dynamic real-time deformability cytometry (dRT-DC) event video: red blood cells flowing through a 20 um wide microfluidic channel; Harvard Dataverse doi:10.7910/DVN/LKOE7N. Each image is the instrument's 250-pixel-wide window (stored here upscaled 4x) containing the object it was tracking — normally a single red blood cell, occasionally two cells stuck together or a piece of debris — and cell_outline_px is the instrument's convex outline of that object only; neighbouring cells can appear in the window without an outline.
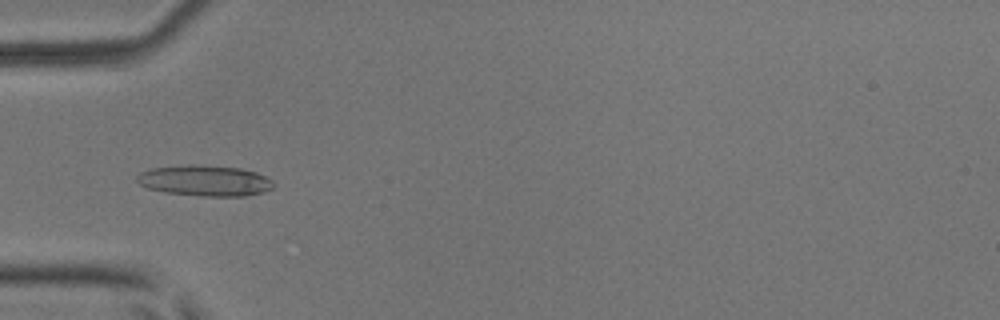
{"species": "common noctule bat (a hibernating species)", "species_latin": "Nyctalus noctula", "temperature_condition": "room temperature", "stored_images_in_passage": 53, "camera_frame_rate_fps": 3000, "um_per_image_px": 0.085, "animal": {"sex": "male", "body_mass_g": 17.9, "forearm_length_mm": 54.2}, "frame": {"image": 1, "passage_image": 18, "time_ms": 5.667, "image_size_px": [1000, 320], "cell_outline_px": [[272, 188], [264, 192], [244, 196], [200, 196], [164, 192], [148, 188], [140, 184], [136, 180], [136, 176], [140, 172], [152, 168], [188, 164], [196, 164], [240, 168], [256, 172], [272, 180]], "centroid_in_image_um": [17.39, 15.35], "position_along_channel_um": 67.6, "area_um2": 24.57}}
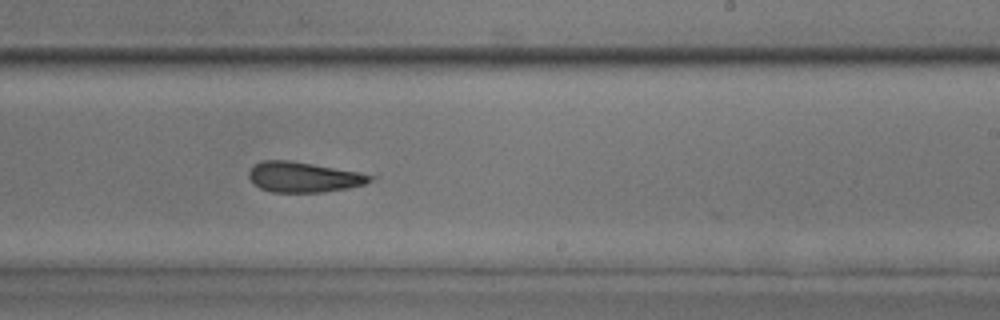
{"frame": {"image": 2, "passage_image": 33, "time_ms": 10.667, "image_size_px": [1000, 320], "cell_outline_px": [[380, 176], [376, 180], [364, 184], [348, 188], [320, 192], [272, 192], [260, 188], [252, 184], [248, 176], [248, 172], [252, 164], [260, 160], [288, 160], [360, 172]], "centroid_in_image_um": [25.81, 15.04], "position_along_channel_um": 263.2, "area_um2": 21.79}}
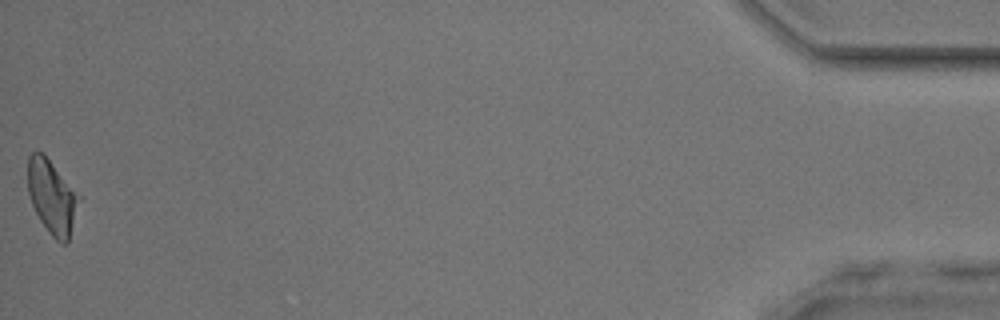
{"frame": {"image": 3, "passage_image": 53, "time_ms": 17.333, "image_size_px": [1000, 320], "cell_outline_px": [[80, 200], [68, 244], [60, 244], [48, 232], [40, 220], [32, 204], [28, 192], [28, 156], [32, 152], [44, 152], [80, 196]], "centroid_in_image_um": [4.43, 16.74], "position_along_channel_um": 430.8, "area_um2": 22.14}, "authors_computed_cell_mechanics": {"area_um2": 22.8888, "velocity_mm_per_s": 3.9374, "shape_relaxation_time_tau1_ms": null, "shape_relaxation_time_tau2_ms": 6.4434, "deformation_change_tau1": null, "deformation_change_tau2": 0.2237}}